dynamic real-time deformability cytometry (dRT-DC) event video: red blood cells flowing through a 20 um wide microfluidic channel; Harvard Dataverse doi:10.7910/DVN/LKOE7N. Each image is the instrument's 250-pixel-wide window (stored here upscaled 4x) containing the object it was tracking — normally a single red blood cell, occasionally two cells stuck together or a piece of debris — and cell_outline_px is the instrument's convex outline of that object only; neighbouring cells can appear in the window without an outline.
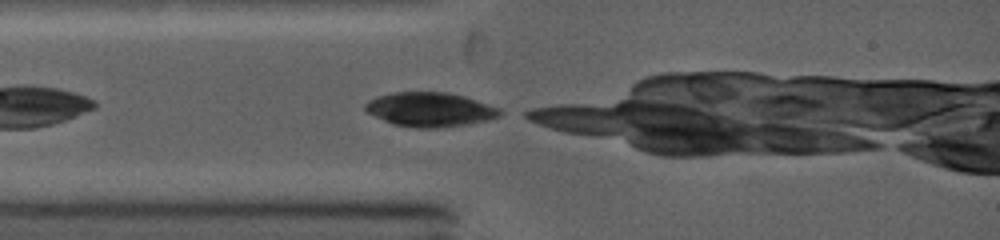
{"species": "common noctule bat (a hibernating species)", "species_latin": "Nyctalus noctula", "temperature_condition": "warm", "stored_images_in_passage": 6, "camera_frame_rate_fps": 5000, "um_per_image_px": 0.085, "animal": {"sex": "female", "body_mass_g": 19.0, "forearm_length_mm": 53.3}, "frame": {"image": 1, "passage_image": 1, "time_ms": 0.0, "image_size_px": [1000, 240], "cell_outline_px": [[508, 112], [500, 116], [488, 120], [468, 124], [436, 128], [416, 128], [392, 124], [368, 112], [364, 108], [364, 104], [368, 100], [376, 96], [392, 92], [444, 92], [464, 96], [500, 108]], "centroid_in_image_um": [36.58, 9.31], "position_along_channel_um": 48.4, "area_um2": 27.05}}